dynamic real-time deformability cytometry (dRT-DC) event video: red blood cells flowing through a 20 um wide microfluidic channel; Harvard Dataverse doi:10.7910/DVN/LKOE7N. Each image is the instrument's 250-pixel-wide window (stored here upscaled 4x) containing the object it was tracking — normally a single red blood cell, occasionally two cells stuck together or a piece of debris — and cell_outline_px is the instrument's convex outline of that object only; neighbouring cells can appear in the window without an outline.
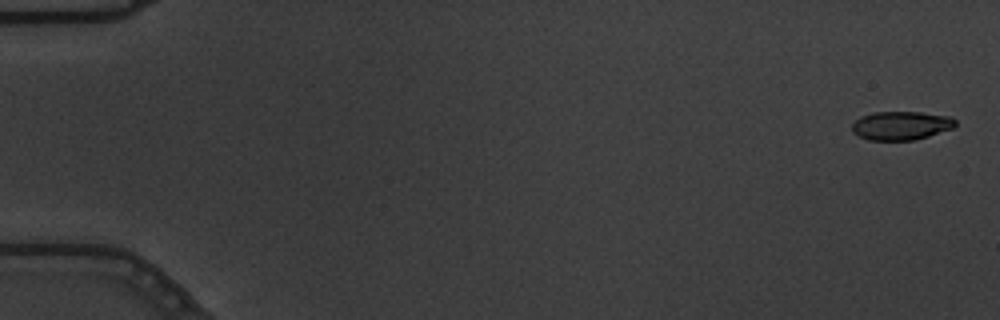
{"species": "common noctule bat (a hibernating species)", "species_latin": "Nyctalus noctula", "temperature_condition": "warm", "stored_images_in_passage": 57, "camera_frame_rate_fps": 3000, "um_per_image_px": 0.085, "animal": {"sex": "male", "body_mass_g": 19.5, "forearm_length_mm": 54.6}, "frame": {"image": 1, "passage_image": 2, "time_ms": 0.333, "image_size_px": [1000, 320], "cell_outline_px": [[956, 124], [952, 128], [928, 136], [912, 140], [868, 140], [852, 132], [852, 124], [860, 116], [872, 112], [920, 112], [952, 116], [956, 120]], "centroid_in_image_um": [76.58, 10.66], "position_along_channel_um": 8.4, "area_um2": 17.28}}
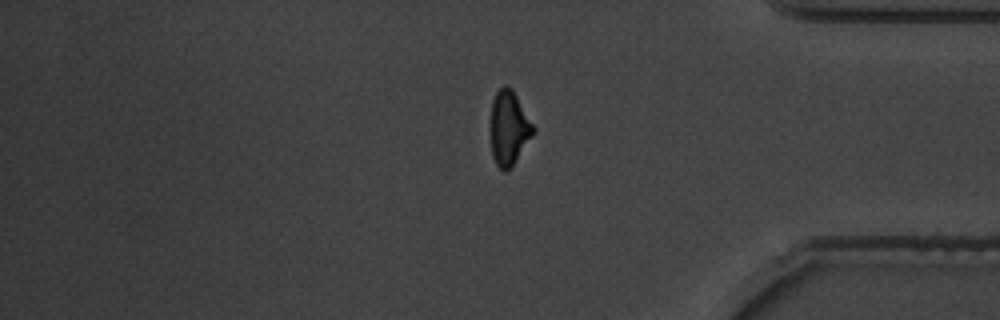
{"frame": {"image": 2, "passage_image": 48, "time_ms": 15.667, "image_size_px": [1000, 320], "cell_outline_px": [[536, 132], [512, 164], [504, 172], [496, 164], [492, 156], [488, 128], [492, 100], [496, 92], [504, 84], [508, 84], [512, 88], [536, 128]], "centroid_in_image_um": [43.22, 10.83], "position_along_channel_um": 392.0, "area_um2": 19.02}}
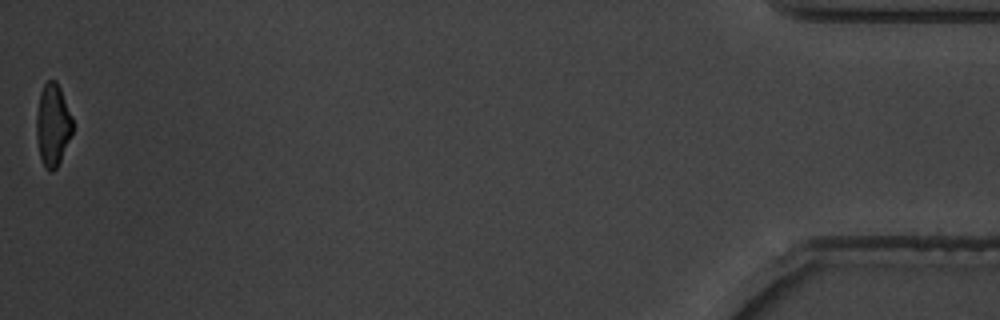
{"frame": {"image": 3, "passage_image": 57, "time_ms": 18.667, "image_size_px": [1000, 320], "cell_outline_px": [[72, 132], [60, 160], [56, 168], [52, 172], [44, 168], [40, 160], [36, 136], [36, 116], [40, 92], [44, 84], [48, 80], [56, 80], [60, 88], [72, 116]], "centroid_in_image_um": [4.46, 10.62], "position_along_channel_um": 430.7, "area_um2": 17.34}, "authors_computed_cell_mechanics": {"area_um2": 18.6694, "velocity_mm_per_s": 3.6669, "shape_relaxation_time_tau1_ms": 3.6257, "shape_relaxation_time_tau2_ms": 2.4471, "deformation_change_tau1": 0.1646, "deformation_change_tau2": 0.1071}}